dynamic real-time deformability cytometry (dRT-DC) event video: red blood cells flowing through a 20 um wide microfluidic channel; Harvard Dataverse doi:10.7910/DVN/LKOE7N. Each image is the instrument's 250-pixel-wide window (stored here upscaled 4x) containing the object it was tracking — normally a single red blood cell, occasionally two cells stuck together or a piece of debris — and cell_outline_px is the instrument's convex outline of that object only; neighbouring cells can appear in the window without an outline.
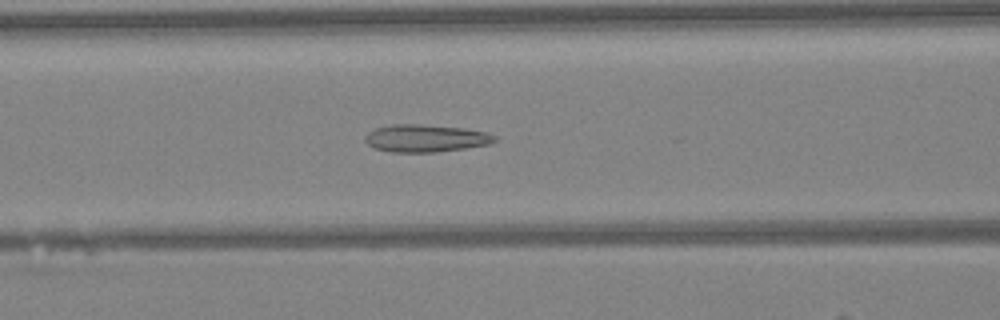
{"species": "Egyptian fruit bat (a non-hibernating species)", "species_latin": "Rousettus aegyptiacus", "temperature_condition": "warm", "stored_images_in_passage": 34, "camera_frame_rate_fps": 3000, "um_per_image_px": 0.085, "animal": {"sex": "female"}, "frame": {"image": 1, "passage_image": 6, "time_ms": 1.667, "image_size_px": [1000, 320], "cell_outline_px": [[496, 140], [488, 144], [464, 148], [436, 152], [392, 152], [372, 148], [364, 140], [364, 136], [368, 132], [376, 128], [392, 124], [416, 124], [464, 128], [484, 132], [496, 136]], "centroid_in_image_um": [36.12, 11.75], "position_along_channel_um": 130.5, "area_um2": 20.63}}
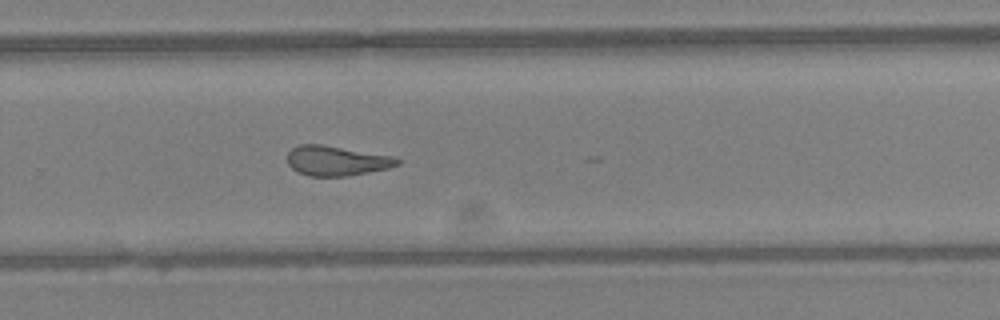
{"frame": {"image": 2, "passage_image": 18, "time_ms": 5.667, "image_size_px": [1000, 320], "cell_outline_px": [[400, 164], [388, 168], [348, 176], [308, 176], [296, 172], [288, 164], [288, 152], [292, 148], [300, 144], [320, 144], [392, 156], [400, 160]], "centroid_in_image_um": [28.57, 13.67], "position_along_channel_um": 301.2, "area_um2": 19.02}}
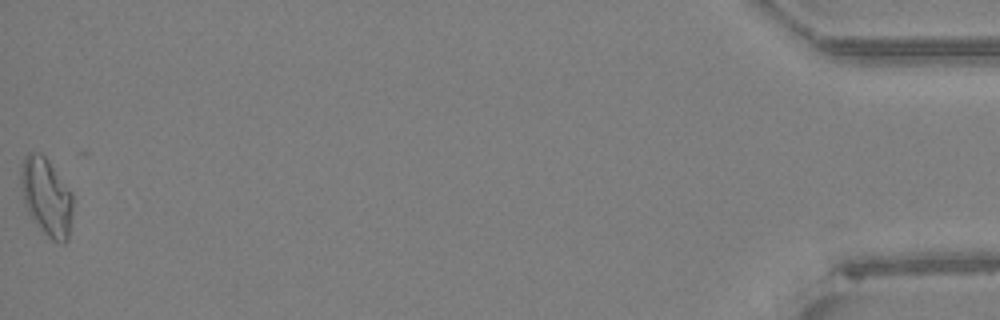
{"frame": {"image": 3, "passage_image": 34, "time_ms": 11.0, "image_size_px": [1000, 320], "cell_outline_px": [[72, 216], [68, 240], [64, 244], [52, 240], [32, 220], [28, 212], [24, 200], [20, 184], [20, 172], [24, 156], [28, 152], [40, 152], [48, 160], [72, 192]], "centroid_in_image_um": [3.95, 16.73], "position_along_channel_um": 431.3, "area_um2": 23.64}, "authors_computed_cell_mechanics": {"area_um2": 19.5942, "velocity_mm_per_s": 4.3027, "shape_relaxation_time_tau1_ms": null, "shape_relaxation_time_tau2_ms": 2.3739, "deformation_change_tau1": null, "deformation_change_tau2": 0.1226}}